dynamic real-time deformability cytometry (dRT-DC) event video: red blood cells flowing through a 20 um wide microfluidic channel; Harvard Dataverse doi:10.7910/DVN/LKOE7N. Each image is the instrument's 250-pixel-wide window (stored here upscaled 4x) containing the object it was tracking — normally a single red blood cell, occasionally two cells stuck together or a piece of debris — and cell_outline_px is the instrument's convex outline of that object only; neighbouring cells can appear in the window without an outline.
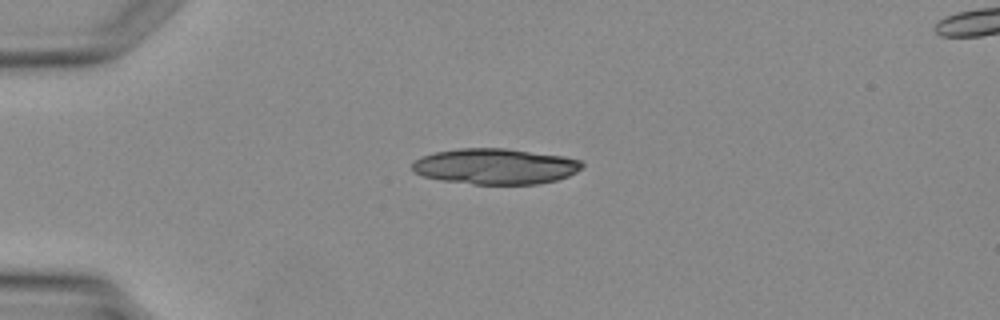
{"species": "Egyptian fruit bat (a non-hibernating species)", "species_latin": "Rousettus aegyptiacus", "temperature_condition": "warm", "stored_images_in_passage": 3, "camera_frame_rate_fps": 3000, "um_per_image_px": 0.085, "animal": {"sex": "female"}, "frame": {"image": 1, "passage_image": 1, "time_ms": 0.0, "image_size_px": [1000, 320], "cell_outline_px": [[584, 164], [576, 172], [568, 176], [556, 180], [536, 184], [472, 184], [444, 180], [424, 176], [416, 172], [412, 168], [412, 164], [420, 156], [436, 152], [460, 148], [508, 148], [564, 156], [580, 160]], "centroid_in_image_um": [42.12, 14.13], "position_along_channel_um": 42.9, "area_um2": 35.26}}
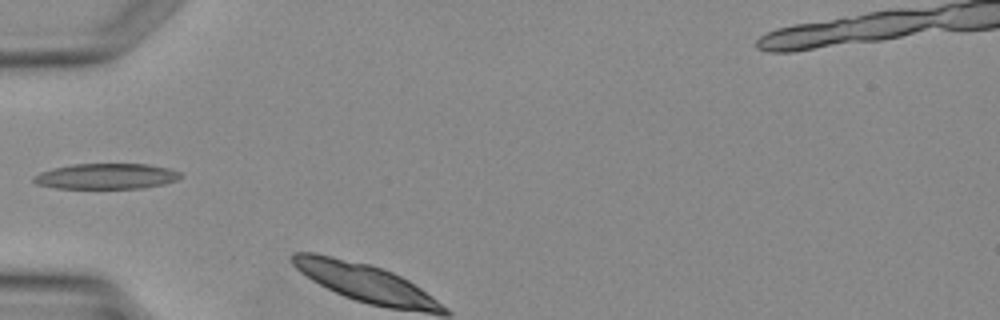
{"frame": {"image": 2, "passage_image": 2, "time_ms": 2.0, "image_size_px": [1000, 320], "cell_outline_px": [[184, 176], [176, 180], [164, 184], [144, 188], [56, 188], [36, 184], [32, 180], [32, 176], [40, 172], [52, 168], [72, 164], [148, 164], [172, 168], [180, 172]], "centroid_in_image_um": [9.05, 14.98], "position_along_channel_um": 75.9, "area_um2": 22.14}}